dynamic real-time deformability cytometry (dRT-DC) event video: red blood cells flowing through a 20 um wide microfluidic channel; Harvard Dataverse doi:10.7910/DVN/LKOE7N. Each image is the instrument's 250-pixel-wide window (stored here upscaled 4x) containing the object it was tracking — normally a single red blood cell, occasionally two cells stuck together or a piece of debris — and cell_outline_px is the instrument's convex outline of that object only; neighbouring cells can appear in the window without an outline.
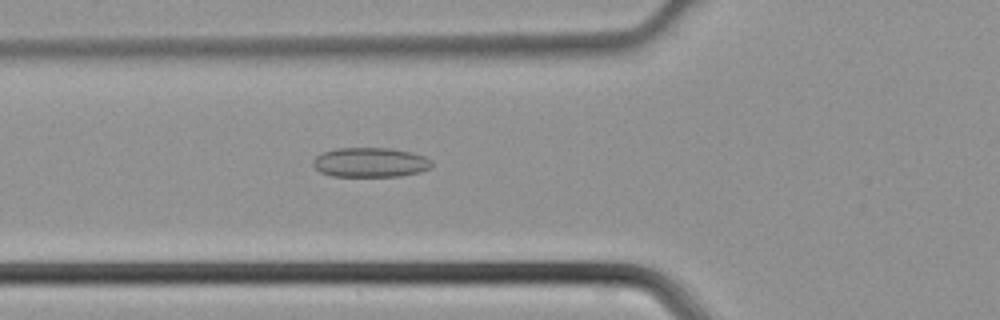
{"species": "common noctule bat (a hibernating species)", "species_latin": "Nyctalus noctula", "temperature_condition": "cold", "stored_images_in_passage": 39, "camera_frame_rate_fps": 3000, "um_per_image_px": 0.085, "animal": {"sex": "male", "body_mass_g": 21.5, "forearm_length_mm": 52.0}, "frame": {"image": 1, "passage_image": 11, "time_ms": 3.333, "image_size_px": [1000, 320], "cell_outline_px": [[432, 164], [428, 168], [420, 172], [400, 176], [332, 176], [320, 172], [312, 164], [312, 160], [316, 156], [324, 152], [336, 148], [392, 148], [412, 152], [424, 156], [432, 160]], "centroid_in_image_um": [31.47, 13.8], "position_along_channel_um": 94.3, "area_um2": 20.52}}
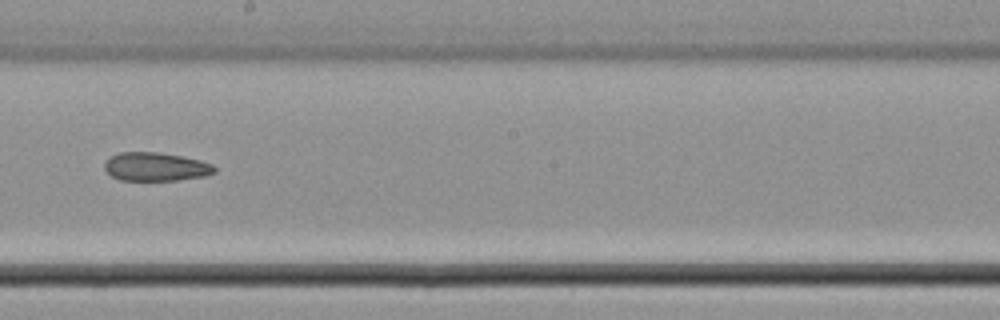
{"frame": {"image": 2, "passage_image": 20, "time_ms": 6.333, "image_size_px": [1000, 320], "cell_outline_px": [[216, 172], [204, 176], [176, 180], [120, 180], [112, 176], [104, 168], [104, 164], [112, 156], [120, 152], [160, 152], [200, 160], [212, 164], [216, 168]], "centroid_in_image_um": [13.25, 14.17], "position_along_channel_um": 234.9, "area_um2": 18.15}}
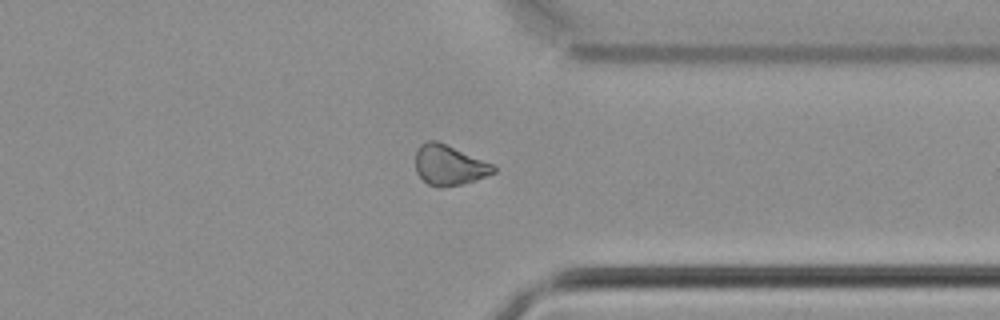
{"frame": {"image": 3, "passage_image": 29, "time_ms": 9.333, "image_size_px": [1000, 320], "cell_outline_px": [[496, 172], [476, 180], [460, 184], [440, 188], [428, 184], [416, 172], [416, 152], [420, 144], [428, 140], [436, 140], [492, 164], [496, 168]], "centroid_in_image_um": [38.16, 14.04], "position_along_channel_um": 373.2, "area_um2": 18.03}}